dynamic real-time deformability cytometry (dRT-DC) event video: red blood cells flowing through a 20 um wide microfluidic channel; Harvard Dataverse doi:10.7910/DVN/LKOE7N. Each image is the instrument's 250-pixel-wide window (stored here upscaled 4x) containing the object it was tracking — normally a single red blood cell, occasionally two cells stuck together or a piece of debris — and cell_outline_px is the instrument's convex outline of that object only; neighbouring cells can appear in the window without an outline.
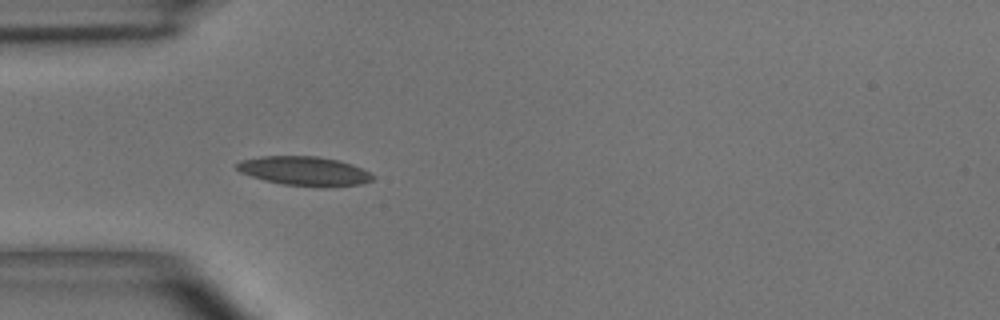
{"species": "common noctule bat (a hibernating species)", "species_latin": "Nyctalus noctula", "temperature_condition": "room temperature", "stored_images_in_passage": 3, "camera_frame_rate_fps": 3000, "um_per_image_px": 0.085, "animal": {"sex": "male", "body_mass_g": 15.6}, "frame": {"image": 1, "passage_image": 3, "time_ms": 3.333, "image_size_px": [1000, 320], "cell_outline_px": [[376, 176], [372, 180], [360, 184], [324, 188], [316, 188], [280, 184], [264, 180], [240, 172], [236, 168], [236, 164], [240, 160], [260, 156], [316, 156], [336, 160], [352, 164]], "centroid_in_image_um": [25.86, 14.56], "position_along_channel_um": 59.1, "area_um2": 23.35}}